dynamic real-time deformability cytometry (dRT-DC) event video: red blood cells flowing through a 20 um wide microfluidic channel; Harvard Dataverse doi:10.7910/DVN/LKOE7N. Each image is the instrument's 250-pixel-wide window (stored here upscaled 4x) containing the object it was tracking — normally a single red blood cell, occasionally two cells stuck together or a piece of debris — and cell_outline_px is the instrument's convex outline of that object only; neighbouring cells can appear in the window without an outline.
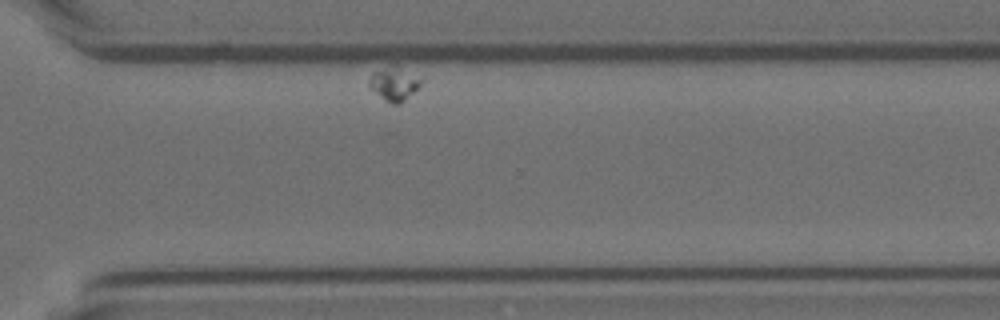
{"species": "Egyptian fruit bat (a non-hibernating species)", "species_latin": "Rousettus aegyptiacus", "temperature_condition": "room temperature", "stored_images_in_passage": 13, "segment_of_instrument_passage": [2, 2], "camera_frame_rate_fps": 3000, "um_per_image_px": 0.085, "animal": {"sex": "female"}, "frame": {"image": 1, "passage_image": 13, "time_ms": 4.0, "image_size_px": [1000, 320], "cell_outline_px": [[424, 80], [404, 100], [396, 104], [392, 104], [384, 100], [368, 88], [368, 80], [372, 72], [396, 64]], "centroid_in_image_um": [33.44, 7.1], "position_along_channel_um": 337.2, "area_um2": 10.12}}